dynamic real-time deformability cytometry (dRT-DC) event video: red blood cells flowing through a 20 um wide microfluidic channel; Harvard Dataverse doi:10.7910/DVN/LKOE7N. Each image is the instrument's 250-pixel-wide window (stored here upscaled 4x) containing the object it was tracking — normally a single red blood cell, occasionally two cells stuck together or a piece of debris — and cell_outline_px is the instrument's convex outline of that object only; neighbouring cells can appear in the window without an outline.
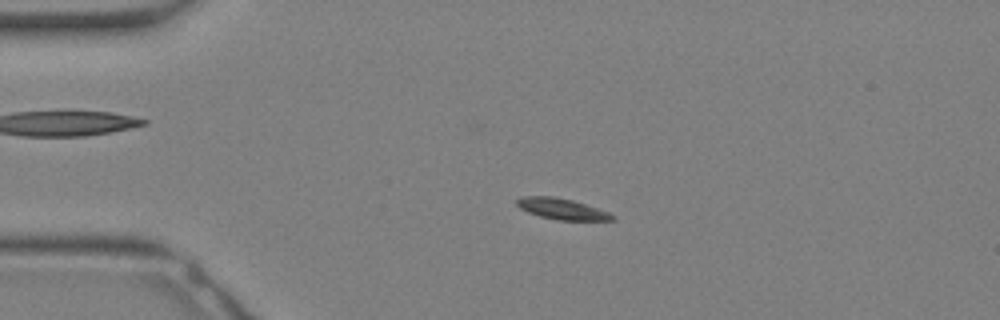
{"species": "Egyptian fruit bat (a non-hibernating species)", "species_latin": "Rousettus aegyptiacus", "temperature_condition": "warm", "stored_images_in_passage": 34, "camera_frame_rate_fps": 3000, "um_per_image_px": 0.085, "animal": {"sex": "female"}, "frame": {"image": 1, "passage_image": 8, "time_ms": 2.333, "image_size_px": [1000, 320], "cell_outline_px": [[616, 220], [556, 220], [540, 216], [528, 212], [520, 208], [516, 204], [516, 200], [520, 196], [552, 196], [572, 200], [608, 212], [616, 216]], "centroid_in_image_um": [47.74, 17.76], "position_along_channel_um": 37.3, "area_um2": 11.62}}
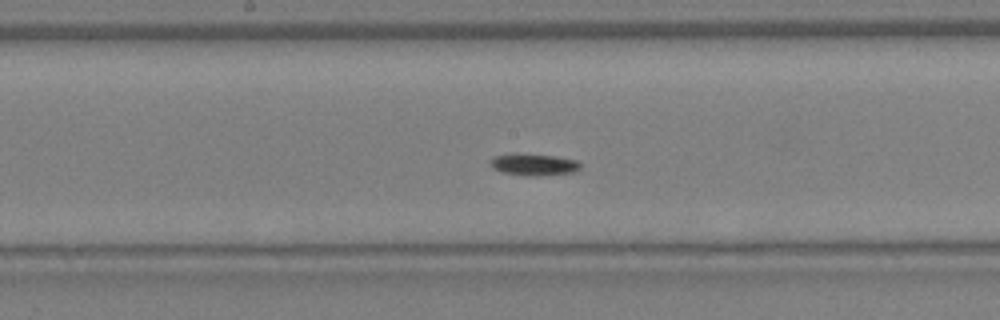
{"frame": {"image": 2, "passage_image": 18, "time_ms": 5.667, "image_size_px": [1000, 320], "cell_outline_px": [[580, 168], [576, 172], [536, 176], [528, 176], [500, 172], [492, 168], [488, 160], [492, 156], [516, 152], [556, 156], [576, 160], [580, 164]], "centroid_in_image_um": [45.3, 13.97], "position_along_channel_um": 202.9, "area_um2": 11.85}}
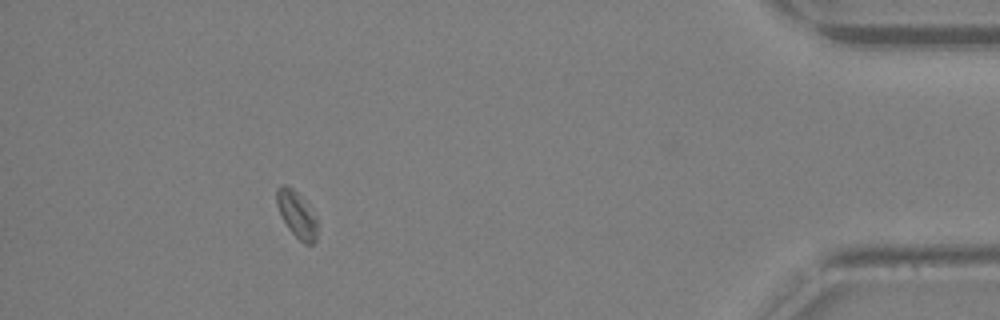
{"frame": {"image": 3, "passage_image": 31, "time_ms": 10.0, "image_size_px": [1000, 320], "cell_outline_px": [[316, 240], [312, 244], [304, 244], [288, 228], [276, 204], [276, 188], [280, 184], [284, 184], [292, 188], [300, 196], [316, 216]], "centroid_in_image_um": [25.2, 18.21], "position_along_channel_um": 410.0, "area_um2": 10.75}}